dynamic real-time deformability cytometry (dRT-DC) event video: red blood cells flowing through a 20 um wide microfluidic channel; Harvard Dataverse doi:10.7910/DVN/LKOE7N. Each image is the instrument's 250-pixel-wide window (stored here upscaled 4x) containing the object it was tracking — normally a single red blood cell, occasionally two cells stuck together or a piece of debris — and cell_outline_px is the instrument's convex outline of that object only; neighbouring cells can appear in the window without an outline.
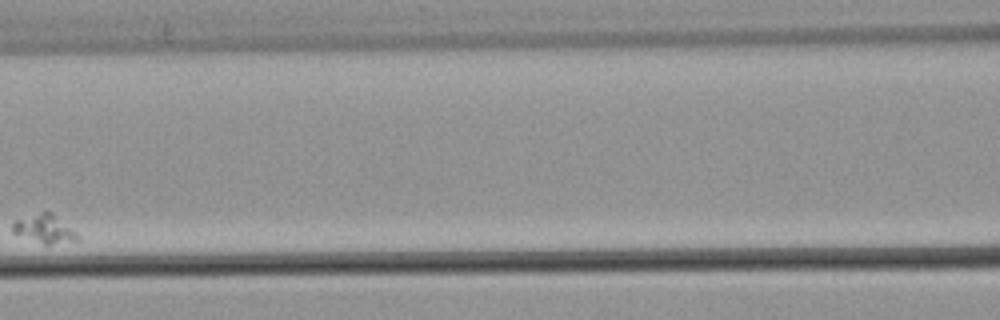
{"species": "common noctule bat (a hibernating species)", "species_latin": "Nyctalus noctula", "temperature_condition": "warm", "stored_images_in_passage": 4, "camera_frame_rate_fps": 3000, "um_per_image_px": 0.085, "animal": {"sex": "male", "body_mass_g": 21.5, "forearm_length_mm": 52.0}, "frame": {"image": 1, "passage_image": 3, "time_ms": 0.667, "image_size_px": [1000, 320], "cell_outline_px": [[80, 240], [48, 244], [44, 244], [12, 232], [12, 224], [16, 220], [44, 212], [52, 212], [80, 236]], "centroid_in_image_um": [3.81, 19.46], "position_along_channel_um": 162.8, "area_um2": 10.35}}
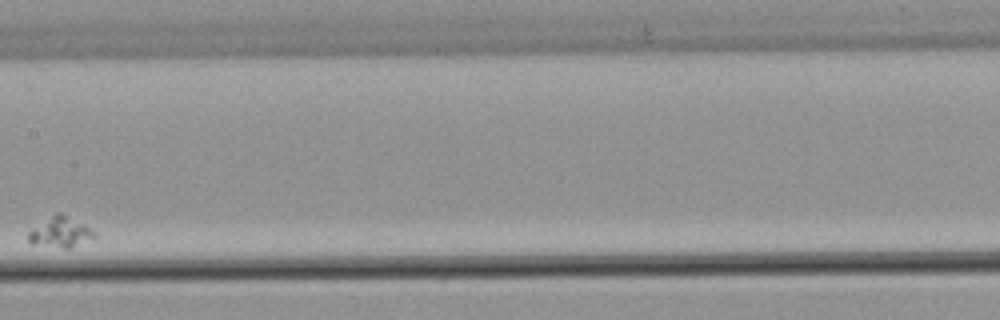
{"frame": {"image": 2, "passage_image": 4, "time_ms": 1.0, "image_size_px": [1000, 320], "cell_outline_px": [[96, 236], [68, 248], [64, 248], [32, 244], [28, 240], [28, 232], [56, 212], [60, 212], [96, 232]], "centroid_in_image_um": [5.1, 19.74], "position_along_channel_um": 202.3, "area_um2": 11.21}}